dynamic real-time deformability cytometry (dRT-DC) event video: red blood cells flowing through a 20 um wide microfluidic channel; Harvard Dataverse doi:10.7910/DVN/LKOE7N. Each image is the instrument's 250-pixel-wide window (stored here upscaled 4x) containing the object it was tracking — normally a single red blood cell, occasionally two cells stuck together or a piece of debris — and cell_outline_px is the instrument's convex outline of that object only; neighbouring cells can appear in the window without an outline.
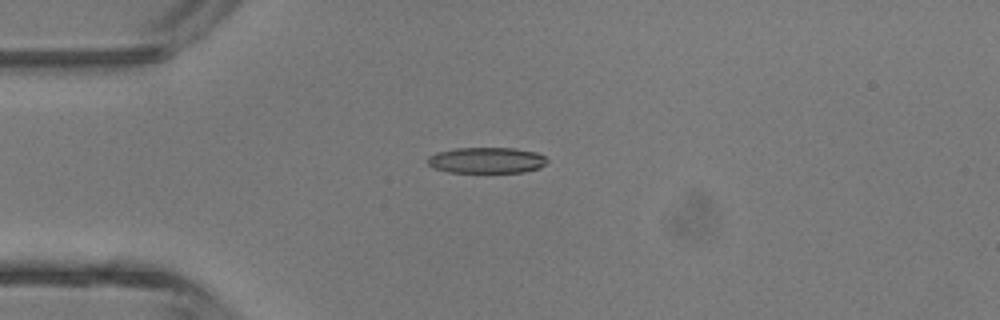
{"species": "common noctule bat (a hibernating species)", "species_latin": "Nyctalus noctula", "temperature_condition": "room temperature", "stored_images_in_passage": 1, "camera_frame_rate_fps": 3000, "um_per_image_px": 0.085, "animal": {"sex": "male", "body_mass_g": 13.3}, "frame": {"image": 1, "passage_image": 1, "time_ms": 0.0, "image_size_px": [1000, 320], "cell_outline_px": [[548, 160], [540, 168], [524, 172], [448, 172], [436, 168], [428, 164], [424, 160], [428, 156], [436, 152], [456, 148], [516, 148], [536, 152], [544, 156]], "centroid_in_image_um": [41.34, 13.62], "position_along_channel_um": 43.7, "area_um2": 18.15}}